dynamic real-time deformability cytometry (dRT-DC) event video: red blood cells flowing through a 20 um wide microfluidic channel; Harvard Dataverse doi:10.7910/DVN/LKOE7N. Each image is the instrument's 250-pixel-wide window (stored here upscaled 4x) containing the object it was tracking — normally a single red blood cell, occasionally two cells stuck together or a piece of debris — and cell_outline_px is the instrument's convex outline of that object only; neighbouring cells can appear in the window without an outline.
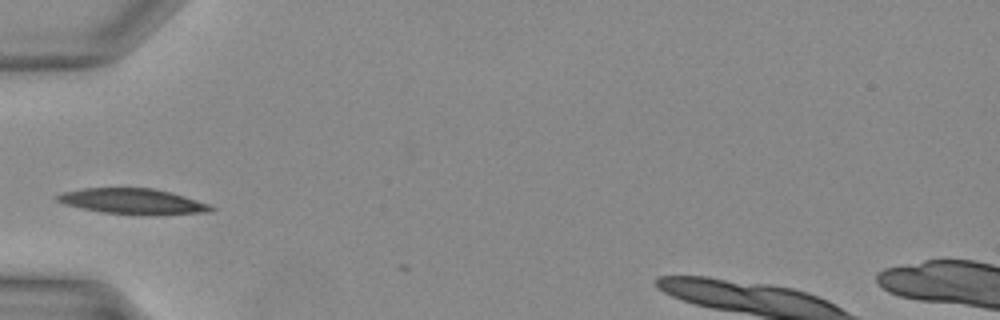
{"species": "Egyptian fruit bat (a non-hibernating species)", "species_latin": "Rousettus aegyptiacus", "temperature_condition": "warm", "stored_images_in_passage": 3, "camera_frame_rate_fps": 3000, "um_per_image_px": 0.085, "animal": {"sex": "female"}, "frame": {"image": 1, "passage_image": 2, "time_ms": 0.333, "image_size_px": [1000, 320], "cell_outline_px": [[216, 208], [212, 212], [100, 212], [68, 204], [56, 200], [52, 196], [64, 192], [80, 188], [152, 188], [184, 196], [208, 204]], "centroid_in_image_um": [11.18, 17.05], "position_along_channel_um": 73.8, "area_um2": 21.39}}